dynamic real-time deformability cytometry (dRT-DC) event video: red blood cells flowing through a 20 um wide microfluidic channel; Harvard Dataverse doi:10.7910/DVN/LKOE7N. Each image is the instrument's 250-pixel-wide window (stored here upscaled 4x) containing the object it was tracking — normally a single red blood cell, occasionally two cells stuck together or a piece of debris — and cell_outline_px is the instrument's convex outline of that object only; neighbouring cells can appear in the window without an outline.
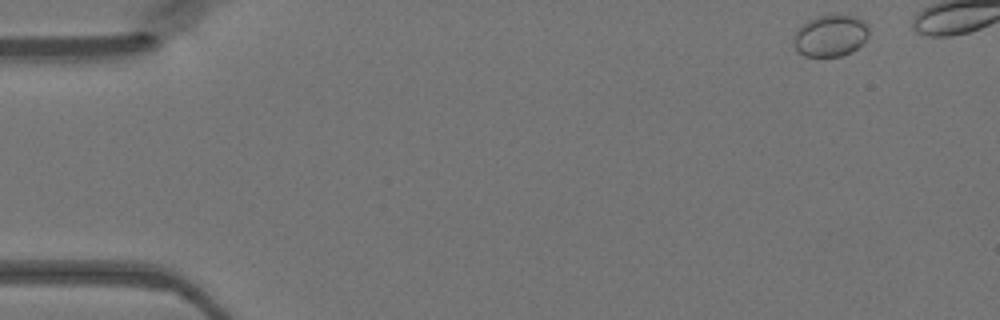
{"species": "Egyptian fruit bat (a non-hibernating species)", "species_latin": "Rousettus aegyptiacus", "temperature_condition": "warm", "stored_images_in_passage": 15, "camera_frame_rate_fps": 3000, "um_per_image_px": 0.085, "animal": {"sex": "female"}, "frame": {"image": 1, "passage_image": 1, "time_ms": 0.0, "image_size_px": [1000, 320], "cell_outline_px": [[868, 36], [852, 52], [840, 56], [804, 56], [796, 52], [792, 44], [792, 36], [808, 20], [816, 16], [856, 16], [864, 20], [868, 24]], "centroid_in_image_um": [70.56, 3.05], "position_along_channel_um": 14.4, "area_um2": 18.26}}
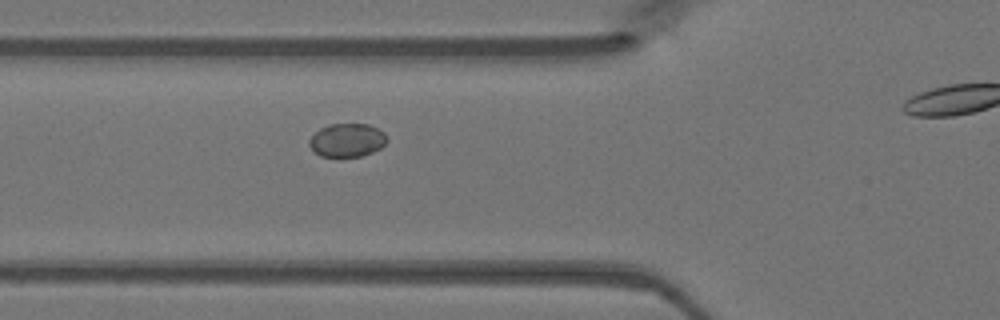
{"frame": {"image": 2, "passage_image": 15, "time_ms": 4.667, "image_size_px": [1000, 320], "cell_outline_px": [[388, 140], [380, 148], [372, 152], [360, 156], [320, 156], [308, 144], [308, 140], [320, 128], [328, 124], [368, 124], [384, 132]], "centroid_in_image_um": [29.5, 11.9], "position_along_channel_um": 96.3, "area_um2": 14.97}}